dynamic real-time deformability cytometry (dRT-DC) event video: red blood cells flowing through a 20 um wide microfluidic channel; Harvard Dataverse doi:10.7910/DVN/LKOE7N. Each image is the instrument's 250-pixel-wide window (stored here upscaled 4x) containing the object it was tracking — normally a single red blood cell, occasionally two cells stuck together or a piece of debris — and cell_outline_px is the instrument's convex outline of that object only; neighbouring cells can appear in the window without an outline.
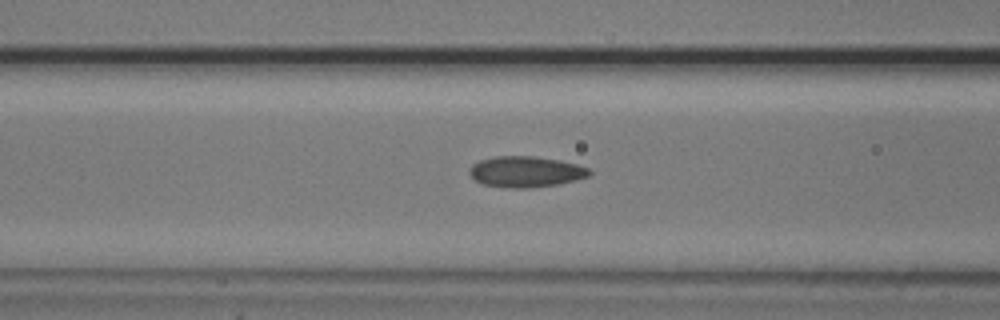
{"species": "common noctule bat (a hibernating species)", "species_latin": "Nyctalus noctula", "temperature_condition": "cold", "stored_images_in_passage": 6, "segment_of_instrument_passage": [2, 2], "camera_frame_rate_fps": 3000, "um_per_image_px": 0.085, "animal": {"sex": "male", "body_mass_g": 20.5, "forearm_length_mm": 52.5}, "frame": {"image": 1, "passage_image": 6, "time_ms": 5.667, "image_size_px": [1000, 320], "cell_outline_px": [[592, 172], [588, 176], [576, 180], [560, 184], [528, 188], [512, 188], [484, 184], [476, 180], [468, 172], [468, 168], [472, 164], [480, 160], [496, 156], [536, 156], [560, 160], [576, 164], [588, 168]], "centroid_in_image_um": [44.69, 14.59], "position_along_channel_um": 121.9, "area_um2": 21.62}}